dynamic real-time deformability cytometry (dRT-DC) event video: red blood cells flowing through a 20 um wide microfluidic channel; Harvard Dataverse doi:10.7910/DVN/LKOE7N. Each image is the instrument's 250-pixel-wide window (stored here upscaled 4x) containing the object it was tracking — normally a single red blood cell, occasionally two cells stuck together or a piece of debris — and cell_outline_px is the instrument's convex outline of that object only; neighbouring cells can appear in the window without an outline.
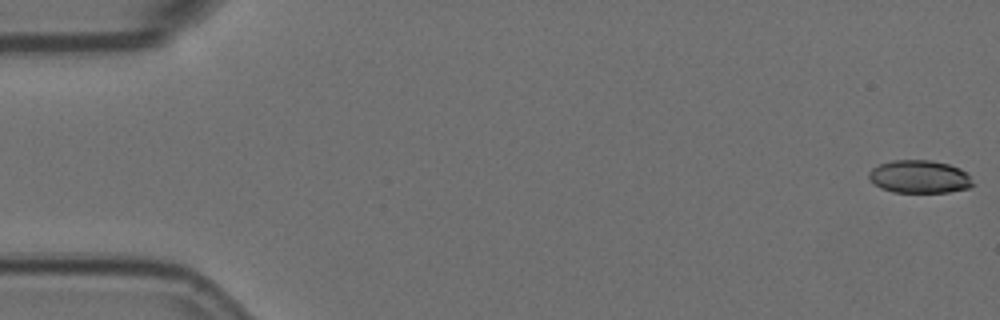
{"species": "Egyptian fruit bat (a non-hibernating species)", "species_latin": "Rousettus aegyptiacus", "temperature_condition": "room temperature", "stored_images_in_passage": 17, "camera_frame_rate_fps": 3000, "um_per_image_px": 0.085, "animal": {"sex": "female"}, "frame": {"image": 1, "passage_image": 1, "time_ms": 0.0, "image_size_px": [1000, 320], "cell_outline_px": [[972, 184], [968, 188], [948, 192], [892, 192], [880, 188], [868, 176], [868, 172], [872, 168], [880, 164], [892, 160], [932, 160], [948, 164], [960, 168], [968, 176]], "centroid_in_image_um": [78.11, 15.01], "position_along_channel_um": 6.9, "area_um2": 19.71}}
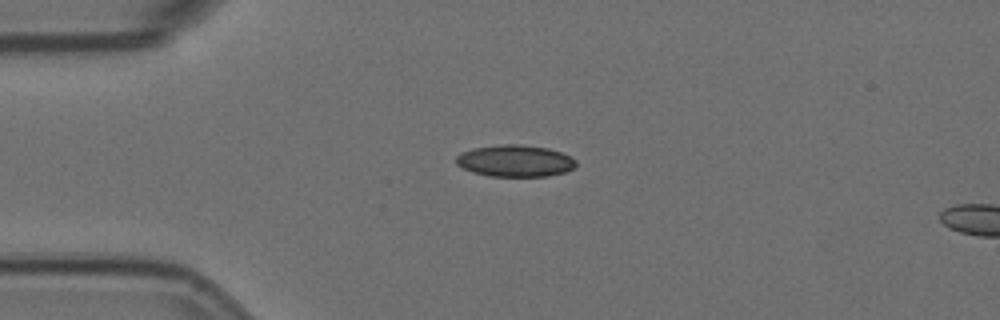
{"frame": {"image": 2, "passage_image": 14, "time_ms": 4.333, "image_size_px": [1000, 320], "cell_outline_px": [[576, 164], [572, 168], [564, 172], [548, 176], [488, 176], [472, 172], [456, 164], [456, 156], [460, 152], [476, 148], [500, 144], [520, 144], [548, 148], [572, 156], [576, 160]], "centroid_in_image_um": [43.78, 13.67], "position_along_channel_um": 41.2, "area_um2": 22.2}}